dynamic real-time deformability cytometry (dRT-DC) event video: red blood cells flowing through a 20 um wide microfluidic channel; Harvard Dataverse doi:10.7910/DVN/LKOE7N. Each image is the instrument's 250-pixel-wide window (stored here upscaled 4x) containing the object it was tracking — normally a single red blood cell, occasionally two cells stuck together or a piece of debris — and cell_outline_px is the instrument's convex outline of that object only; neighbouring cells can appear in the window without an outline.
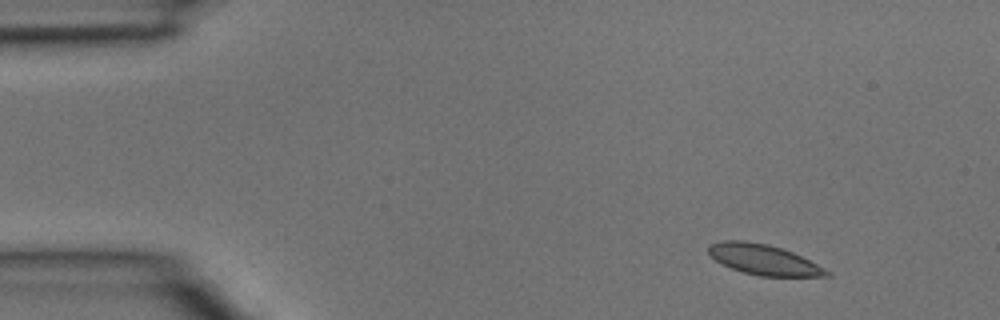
{"species": "common noctule bat (a hibernating species)", "species_latin": "Nyctalus noctula", "temperature_condition": "room temperature", "stored_images_in_passage": 2, "camera_frame_rate_fps": 3000, "um_per_image_px": 0.085, "animal": {"sex": "male", "body_mass_g": 15.6}, "frame": {"image": 1, "passage_image": 1, "time_ms": 0.0, "image_size_px": [1000, 320], "cell_outline_px": [[832, 276], [760, 276], [744, 272], [732, 268], [716, 260], [708, 252], [708, 244], [720, 240], [744, 240], [768, 244], [792, 252], [832, 272]], "centroid_in_image_um": [64.89, 22.05], "position_along_channel_um": 20.1, "area_um2": 20.69}}